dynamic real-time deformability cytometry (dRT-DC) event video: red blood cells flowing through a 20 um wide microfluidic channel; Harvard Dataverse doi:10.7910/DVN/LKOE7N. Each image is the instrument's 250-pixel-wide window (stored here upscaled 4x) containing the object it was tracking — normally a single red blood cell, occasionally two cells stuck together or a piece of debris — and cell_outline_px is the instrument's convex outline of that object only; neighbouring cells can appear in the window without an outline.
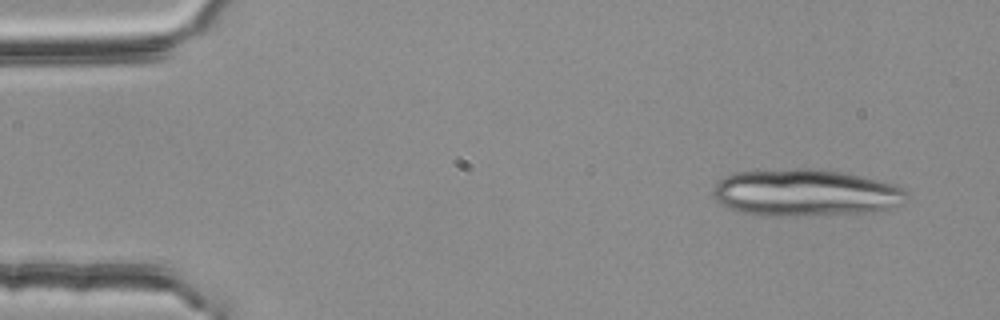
{"species": "common noctule bat (a hibernating species)", "species_latin": "Nyctalus noctula", "temperature_condition": "room temperature", "stored_images_in_passage": 4, "segment_of_instrument_passage": [1, 2], "camera_frame_rate_fps": 3000, "um_per_image_px": 0.085, "animal": {"sex": "female", "body_mass_g": 25.1}, "frame": {"image": 1, "passage_image": 1, "time_ms": 0.0, "image_size_px": [1000, 320], "cell_outline_px": [[908, 200], [904, 204], [872, 212], [780, 216], [772, 216], [740, 212], [728, 208], [720, 204], [716, 200], [712, 192], [720, 176], [732, 172], [796, 168], [820, 168], [844, 172], [892, 184], [904, 188], [908, 192]], "centroid_in_image_um": [68.43, 16.37], "position_along_channel_um": 16.6, "area_um2": 53.47}}